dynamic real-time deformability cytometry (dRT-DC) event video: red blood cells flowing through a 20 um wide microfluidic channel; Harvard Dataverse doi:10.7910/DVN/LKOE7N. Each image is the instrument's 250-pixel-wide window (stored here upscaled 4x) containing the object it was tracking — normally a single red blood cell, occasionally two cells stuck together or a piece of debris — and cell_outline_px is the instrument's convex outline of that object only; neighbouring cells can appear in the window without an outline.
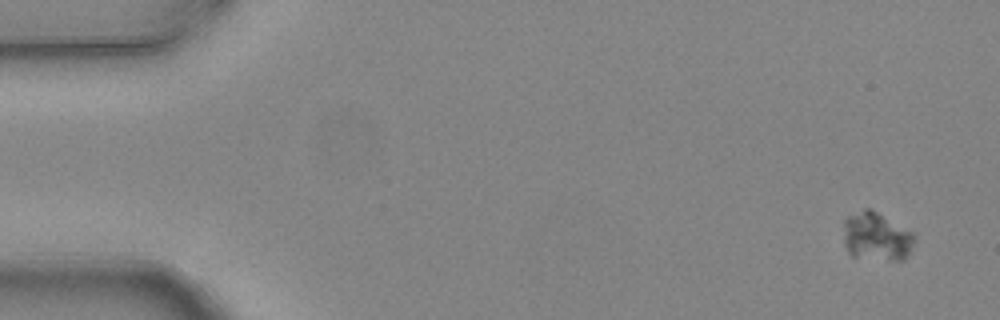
{"species": "common noctule bat (a hibernating species)", "species_latin": "Nyctalus noctula", "temperature_condition": "warm", "stored_images_in_passage": 3, "camera_frame_rate_fps": 3000, "um_per_image_px": 0.085, "animal": {"sex": "female", "body_mass_g": 24.6, "forearm_length_mm": 56.2}, "frame": {"image": 1, "passage_image": 1, "time_ms": 0.0, "image_size_px": [1000, 320], "cell_outline_px": [[912, 244], [904, 260], [888, 260], [852, 256], [848, 252], [844, 244], [844, 220], [848, 216], [864, 208], [868, 208], [876, 212], [912, 232]], "centroid_in_image_um": [74.44, 20.11], "position_along_channel_um": 10.6, "area_um2": 19.54}}
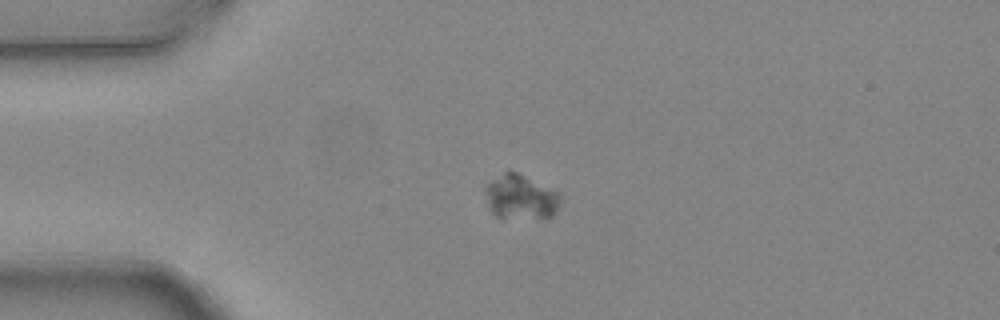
{"frame": {"image": 2, "passage_image": 3, "time_ms": 0.667, "image_size_px": [1000, 320], "cell_outline_px": [[560, 196], [556, 208], [552, 216], [504, 220], [500, 220], [488, 208], [488, 184], [504, 172], [516, 172], [556, 192]], "centroid_in_image_um": [44.22, 16.81], "position_along_channel_um": 40.8, "area_um2": 18.79}}